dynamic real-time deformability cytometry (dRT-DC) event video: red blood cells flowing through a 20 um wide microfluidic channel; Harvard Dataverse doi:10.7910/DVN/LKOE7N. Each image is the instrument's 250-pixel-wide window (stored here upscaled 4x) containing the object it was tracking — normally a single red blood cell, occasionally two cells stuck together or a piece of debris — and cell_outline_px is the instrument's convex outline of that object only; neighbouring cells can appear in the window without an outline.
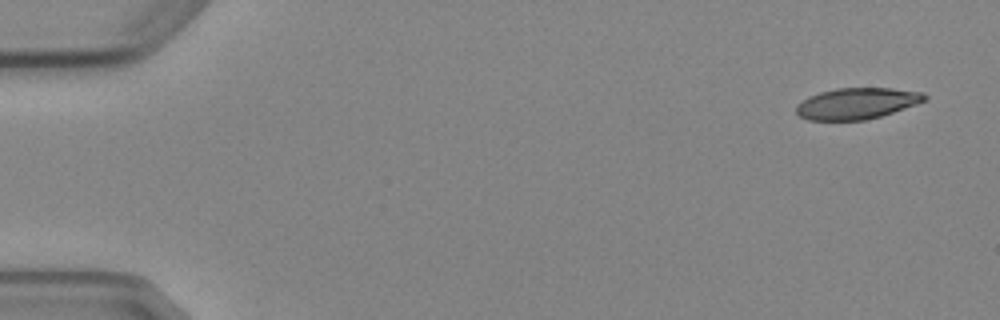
{"species": "Egyptian fruit bat (a non-hibernating species)", "species_latin": "Rousettus aegyptiacus", "temperature_condition": "cold", "stored_images_in_passage": 4, "camera_frame_rate_fps": 3000, "um_per_image_px": 0.085, "animal": {"sex": "female"}, "frame": {"image": 1, "passage_image": 1, "time_ms": 0.0, "image_size_px": [1000, 320], "cell_outline_px": [[928, 100], [880, 116], [864, 120], [808, 120], [800, 116], [796, 112], [796, 104], [808, 96], [820, 92], [836, 88], [892, 88], [924, 92], [928, 96]], "centroid_in_image_um": [72.83, 8.78], "position_along_channel_um": 12.2, "area_um2": 23.41}}
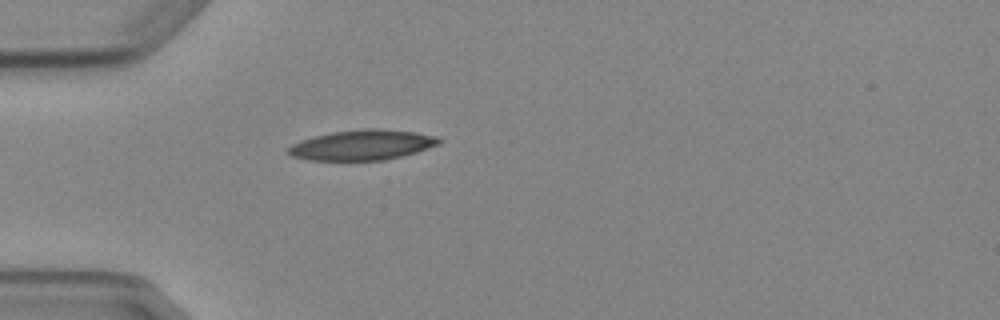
{"frame": {"image": 2, "passage_image": 4, "time_ms": 4.333, "image_size_px": [1000, 320], "cell_outline_px": [[440, 144], [416, 152], [384, 160], [308, 160], [292, 156], [288, 152], [288, 148], [292, 144], [300, 140], [332, 132], [364, 128], [380, 128], [416, 132], [436, 136], [440, 140]], "centroid_in_image_um": [30.79, 12.31], "position_along_channel_um": 54.2, "area_um2": 26.41}}